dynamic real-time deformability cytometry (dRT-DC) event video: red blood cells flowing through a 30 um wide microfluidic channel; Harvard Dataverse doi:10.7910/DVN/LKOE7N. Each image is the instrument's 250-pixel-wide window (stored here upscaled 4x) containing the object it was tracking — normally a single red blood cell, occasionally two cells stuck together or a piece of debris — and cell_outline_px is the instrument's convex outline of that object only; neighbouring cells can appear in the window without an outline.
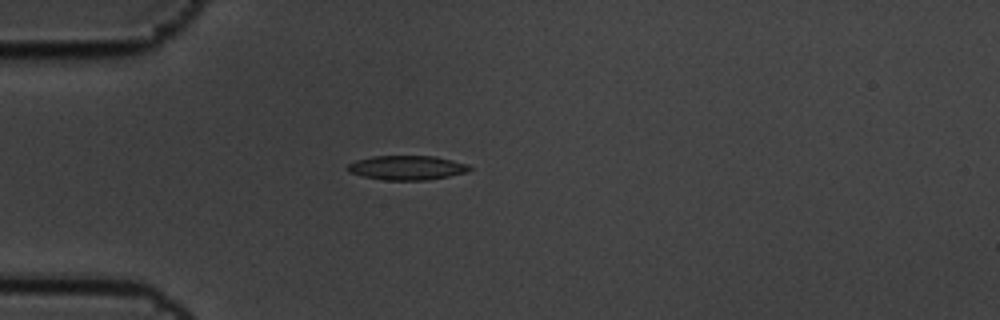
{"species": "common noctule bat (a hibernating species)", "species_latin": "Nyctalus noctula", "temperature_condition": "cold", "stored_images_in_passage": 12, "camera_frame_rate_fps": 3000, "um_per_image_px": 0.085, "animal": {"sex": "male", "body_mass_g": 19.5, "forearm_length_mm": 54.6}, "frame": {"image": 1, "passage_image": 1, "time_ms": 0.0, "image_size_px": [1000, 320], "cell_outline_px": [[472, 168], [468, 172], [428, 180], [384, 180], [364, 176], [348, 172], [348, 164], [356, 160], [372, 156], [436, 156], [468, 164]], "centroid_in_image_um": [34.61, 14.25], "position_along_channel_um": 50.4, "area_um2": 17.28}}
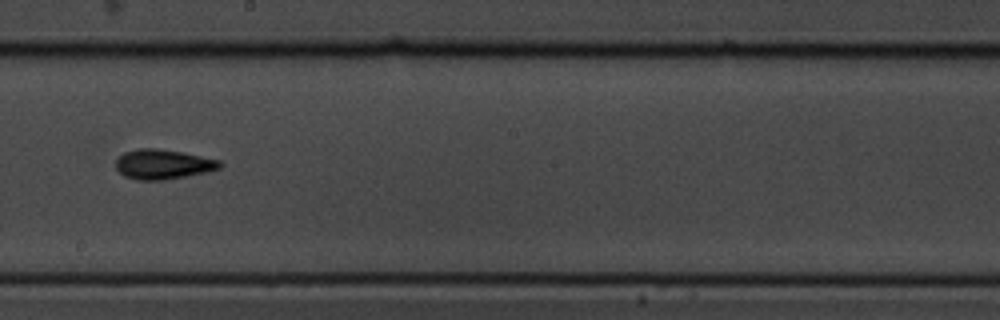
{"frame": {"image": 2, "passage_image": 6, "time_ms": 1.667, "image_size_px": [1000, 320], "cell_outline_px": [[224, 164], [220, 168], [204, 172], [184, 176], [160, 180], [140, 180], [124, 176], [116, 168], [116, 160], [124, 152], [136, 148], [156, 148], [184, 152], [220, 160]], "centroid_in_image_um": [13.85, 13.94], "position_along_channel_um": 234.3, "area_um2": 17.98}}
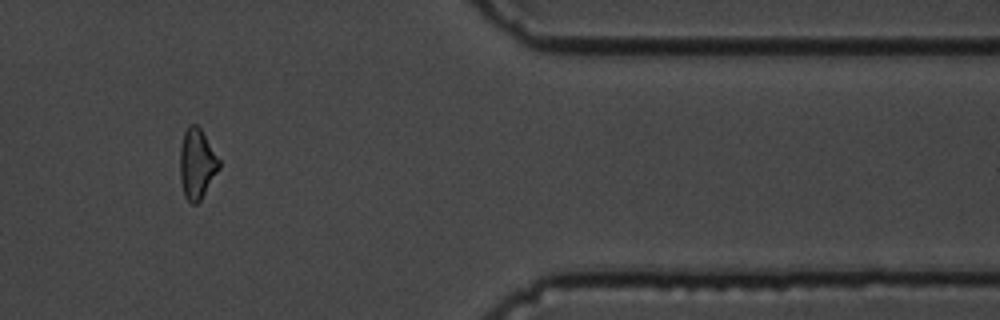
{"frame": {"image": 3, "passage_image": 10, "time_ms": 3.0, "image_size_px": [1000, 320], "cell_outline_px": [[220, 168], [200, 200], [196, 204], [192, 204], [184, 196], [180, 180], [180, 148], [184, 132], [188, 124], [196, 124], [200, 128], [220, 160]], "centroid_in_image_um": [16.73, 13.92], "position_along_channel_um": 394.7, "area_um2": 15.95}}